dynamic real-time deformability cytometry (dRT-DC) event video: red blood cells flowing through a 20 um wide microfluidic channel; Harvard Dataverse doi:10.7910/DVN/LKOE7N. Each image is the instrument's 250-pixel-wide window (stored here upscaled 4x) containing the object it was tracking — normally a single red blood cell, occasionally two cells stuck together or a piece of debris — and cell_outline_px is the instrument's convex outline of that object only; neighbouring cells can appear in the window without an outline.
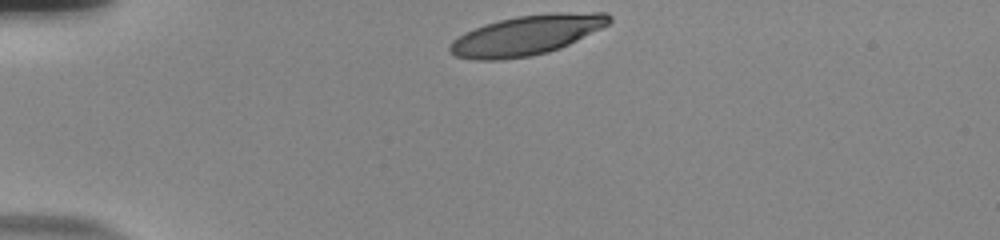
{"species": "human", "species_latin": "Homo sapiens", "temperature_condition": "room temperature", "stored_images_in_passage": 34, "camera_frame_rate_fps": 3000, "um_per_image_px": 0.085, "donor": {"sex": "male"}, "frame": {"image": 1, "passage_image": 1, "time_ms": 0.0, "image_size_px": [1000, 240], "cell_outline_px": [[612, 20], [608, 24], [560, 48], [548, 52], [528, 56], [500, 60], [476, 60], [456, 56], [448, 48], [452, 40], [464, 32], [484, 24], [516, 16], [552, 12], [608, 12], [612, 16]], "centroid_in_image_um": [44.76, 2.97], "position_along_channel_um": 40.2, "area_um2": 36.82}}
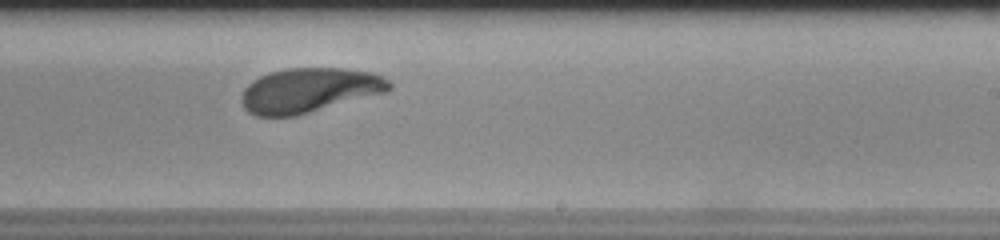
{"frame": {"image": 2, "passage_image": 23, "time_ms": 7.333, "image_size_px": [1000, 240], "cell_outline_px": [[392, 88], [388, 92], [296, 116], [256, 116], [248, 112], [244, 108], [240, 96], [244, 88], [248, 84], [260, 76], [272, 72], [288, 68], [344, 68], [372, 72], [388, 80], [392, 84]], "centroid_in_image_um": [26.29, 7.68], "position_along_channel_um": 262.7, "area_um2": 38.55}}
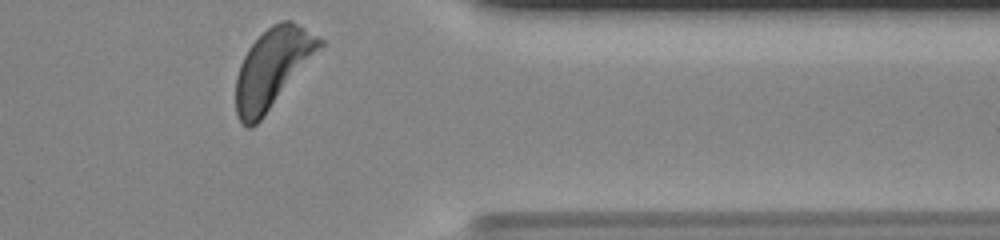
{"frame": {"image": 3, "passage_image": 34, "time_ms": 11.0, "image_size_px": [1000, 240], "cell_outline_px": [[324, 44], [264, 116], [252, 128], [248, 128], [240, 120], [236, 112], [236, 76], [240, 64], [248, 48], [272, 24], [280, 20], [292, 20], [324, 40]], "centroid_in_image_um": [23.15, 5.78], "position_along_channel_um": 388.2, "area_um2": 38.03}, "authors_computed_cell_mechanics": {"area_um2": 38.726, "velocity_mm_per_s": 3.6779, "shape_relaxation_time_tau1_ms": 3.215, "shape_relaxation_time_tau2_ms": 1.2033, "deformation_change_tau1": 0.1705, "deformation_change_tau2": 0.0721}}